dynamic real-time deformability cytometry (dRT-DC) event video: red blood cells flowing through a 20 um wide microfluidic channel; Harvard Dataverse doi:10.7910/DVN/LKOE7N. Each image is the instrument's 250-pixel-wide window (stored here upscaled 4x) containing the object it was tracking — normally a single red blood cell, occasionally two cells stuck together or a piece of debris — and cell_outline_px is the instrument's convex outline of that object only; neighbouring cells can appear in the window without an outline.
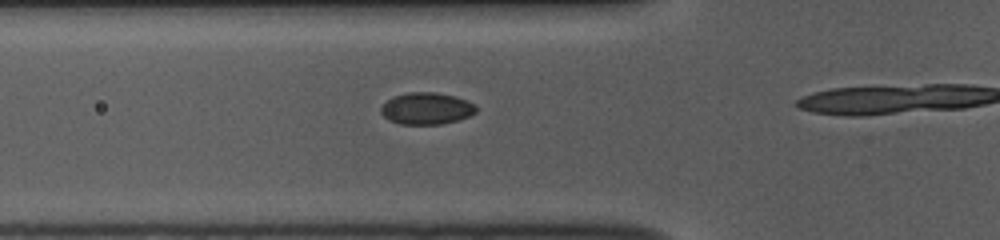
{"species": "common noctule bat (a hibernating species)", "species_latin": "Nyctalus noctula", "temperature_condition": "room temperature", "stored_images_in_passage": 6, "camera_frame_rate_fps": 3000, "um_per_image_px": 0.085, "animal": {"sex": "female", "body_mass_g": 10.0, "forearm_length_mm": 53.1}, "frame": {"image": 1, "passage_image": 2, "time_ms": 0.333, "image_size_px": [1000, 240], "cell_outline_px": [[476, 112], [468, 116], [456, 120], [440, 124], [400, 124], [388, 120], [380, 112], [380, 108], [388, 100], [396, 96], [408, 92], [432, 92], [456, 96], [476, 104]], "centroid_in_image_um": [36.25, 9.22], "position_along_channel_um": 89.5, "area_um2": 17.51}}
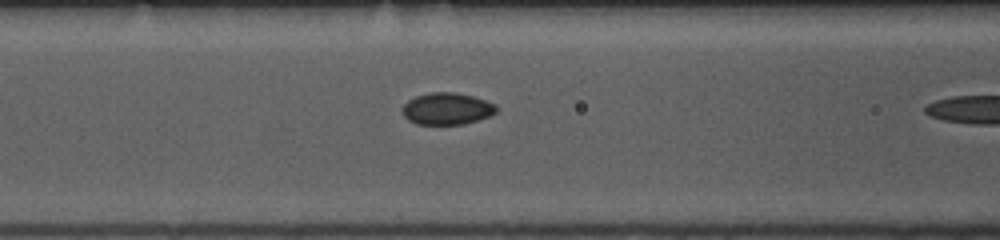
{"frame": {"image": 2, "passage_image": 5, "time_ms": 1.333, "image_size_px": [1000, 240], "cell_outline_px": [[496, 112], [488, 116], [464, 124], [416, 124], [408, 120], [404, 116], [404, 104], [408, 100], [416, 96], [428, 92], [452, 92], [472, 96], [496, 104]], "centroid_in_image_um": [37.97, 9.23], "position_along_channel_um": 128.6, "area_um2": 17.22}}